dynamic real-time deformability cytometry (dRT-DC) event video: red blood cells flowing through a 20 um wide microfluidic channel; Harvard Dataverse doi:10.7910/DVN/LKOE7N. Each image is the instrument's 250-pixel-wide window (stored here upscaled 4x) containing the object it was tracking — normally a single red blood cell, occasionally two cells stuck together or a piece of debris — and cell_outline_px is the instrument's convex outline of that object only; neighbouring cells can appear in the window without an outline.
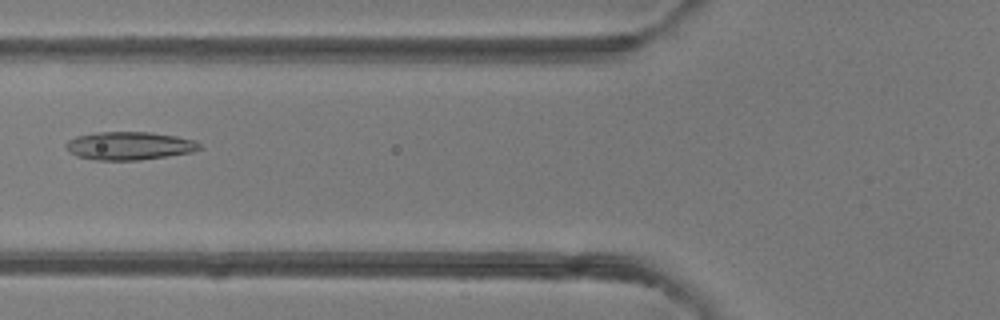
{"species": "common noctule bat (a hibernating species)", "species_latin": "Nyctalus noctula", "temperature_condition": "room temperature", "stored_images_in_passage": 6, "camera_frame_rate_fps": 3000, "um_per_image_px": 0.085, "animal": {"sex": "female"}, "frame": {"image": 1, "passage_image": 5, "time_ms": 5.333, "image_size_px": [1000, 320], "cell_outline_px": [[204, 148], [192, 152], [140, 160], [96, 160], [76, 156], [68, 152], [64, 144], [68, 140], [76, 136], [96, 132], [152, 132], [176, 136], [196, 140]], "centroid_in_image_um": [10.99, 12.39], "position_along_channel_um": 114.8, "area_um2": 22.14}}
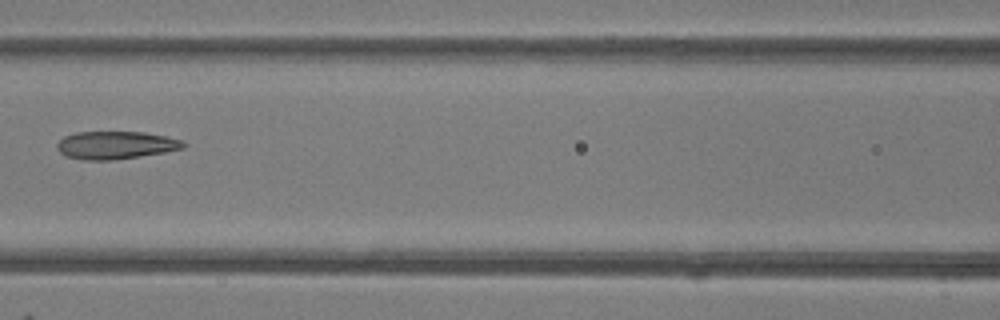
{"frame": {"image": 2, "passage_image": 6, "time_ms": 6.333, "image_size_px": [1000, 320], "cell_outline_px": [[188, 144], [184, 148], [164, 152], [140, 156], [112, 160], [84, 160], [64, 156], [56, 148], [56, 144], [64, 136], [76, 132], [144, 132], [168, 136], [184, 140]], "centroid_in_image_um": [9.85, 12.33], "position_along_channel_um": 156.7, "area_um2": 20.69}}